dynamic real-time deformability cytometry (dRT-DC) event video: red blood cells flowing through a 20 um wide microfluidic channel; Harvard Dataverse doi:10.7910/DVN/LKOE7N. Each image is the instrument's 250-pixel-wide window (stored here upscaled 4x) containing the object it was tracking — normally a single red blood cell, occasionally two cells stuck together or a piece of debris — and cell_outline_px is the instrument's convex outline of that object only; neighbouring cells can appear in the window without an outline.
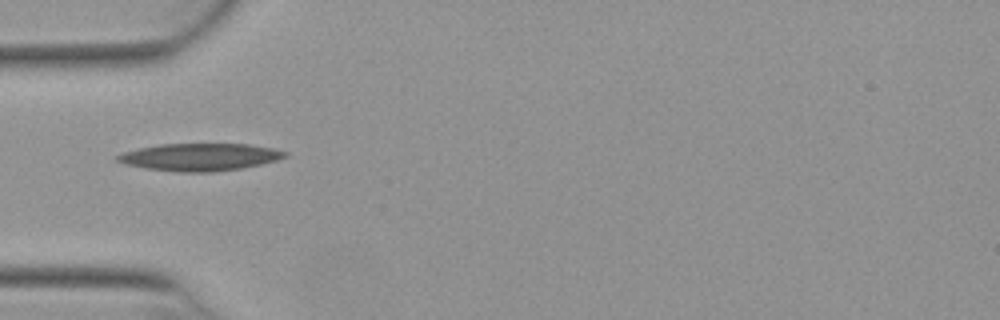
{"species": "Egyptian fruit bat (a non-hibernating species)", "species_latin": "Rousettus aegyptiacus", "temperature_condition": "warm", "stored_images_in_passage": 31, "camera_frame_rate_fps": 3000, "um_per_image_px": 0.085, "animal": {"sex": "female"}, "frame": {"image": 1, "passage_image": 1, "time_ms": 0.0, "image_size_px": [1000, 320], "cell_outline_px": [[288, 156], [276, 160], [260, 164], [240, 168], [212, 172], [180, 172], [144, 168], [124, 164], [116, 160], [112, 156], [124, 152], [140, 148], [160, 144], [248, 144], [272, 148], [288, 152]], "centroid_in_image_um": [16.95, 13.35], "position_along_channel_um": 68.1, "area_um2": 26.7}}
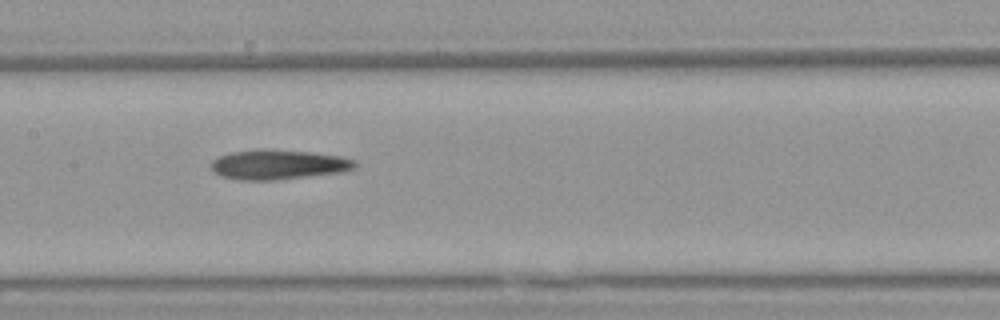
{"frame": {"image": 2, "passage_image": 10, "time_ms": 3.0, "image_size_px": [1000, 320], "cell_outline_px": [[356, 168], [344, 172], [276, 180], [240, 180], [220, 176], [212, 172], [212, 160], [220, 156], [232, 152], [260, 148], [268, 148], [312, 152], [340, 156], [356, 160]], "centroid_in_image_um": [23.67, 13.98], "position_along_channel_um": 183.7, "area_um2": 25.32}}
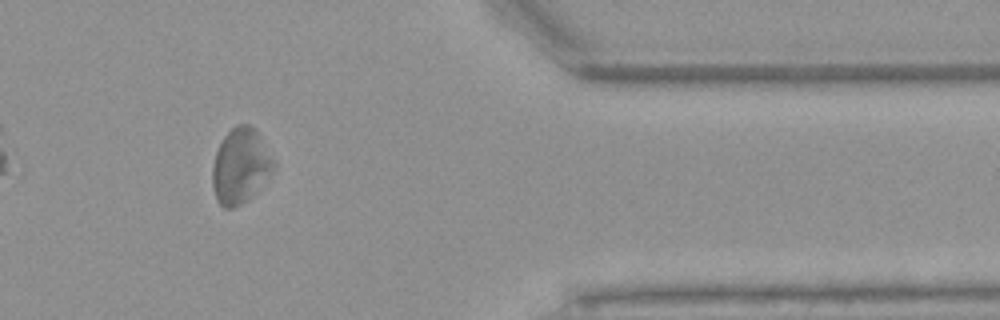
{"frame": {"image": 3, "passage_image": 28, "time_ms": 9.0, "image_size_px": [1000, 320], "cell_outline_px": [[276, 168], [256, 192], [248, 200], [232, 208], [224, 208], [216, 200], [212, 184], [212, 168], [216, 152], [224, 136], [236, 124], [248, 124], [256, 128], [276, 160]], "centroid_in_image_um": [20.48, 14.09], "position_along_channel_um": 390.9, "area_um2": 27.22}, "authors_computed_cell_mechanics": {"area_um2": 25.143, "velocity_mm_per_s": 3.8571, "shape_relaxation_time_tau1_ms": null, "shape_relaxation_time_tau2_ms": 9.1066, "deformation_change_tau1": null, "deformation_change_tau2": 0.2306}}